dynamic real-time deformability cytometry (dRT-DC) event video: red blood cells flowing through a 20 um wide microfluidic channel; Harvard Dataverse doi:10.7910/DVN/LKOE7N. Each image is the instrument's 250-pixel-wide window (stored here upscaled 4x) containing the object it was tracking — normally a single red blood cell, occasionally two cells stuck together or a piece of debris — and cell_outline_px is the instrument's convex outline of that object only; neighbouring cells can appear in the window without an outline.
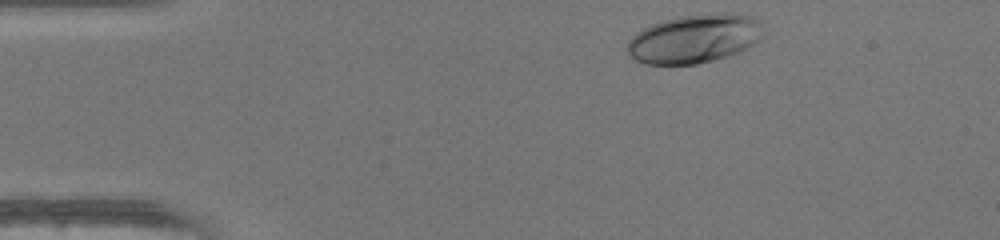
{"species": "human", "species_latin": "Homo sapiens", "temperature_condition": "warm", "stored_images_in_passage": 34, "camera_frame_rate_fps": 3000, "um_per_image_px": 0.085, "donor": {"sex": "female"}, "frame": {"image": 1, "passage_image": 1, "time_ms": 0.0, "image_size_px": [1000, 240], "cell_outline_px": [[760, 36], [748, 48], [728, 56], [696, 64], [644, 64], [628, 56], [624, 48], [628, 40], [636, 32], [652, 24], [664, 20], [680, 16], [720, 12], [732, 12], [752, 16], [760, 20]], "centroid_in_image_um": [58.96, 3.28], "position_along_channel_um": 26.0, "area_um2": 38.78}}
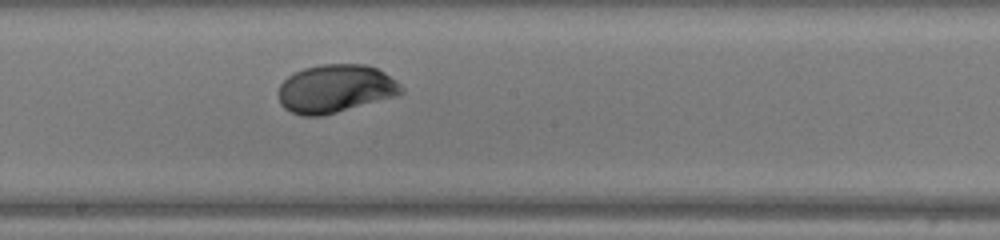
{"frame": {"image": 2, "passage_image": 20, "time_ms": 6.333, "image_size_px": [1000, 240], "cell_outline_px": [[404, 92], [396, 96], [324, 116], [300, 116], [284, 108], [280, 104], [276, 96], [276, 92], [280, 84], [288, 76], [304, 68], [320, 64], [364, 64], [376, 68], [384, 72], [396, 80], [404, 88]], "centroid_in_image_um": [28.48, 7.55], "position_along_channel_um": 219.7, "area_um2": 34.91}}
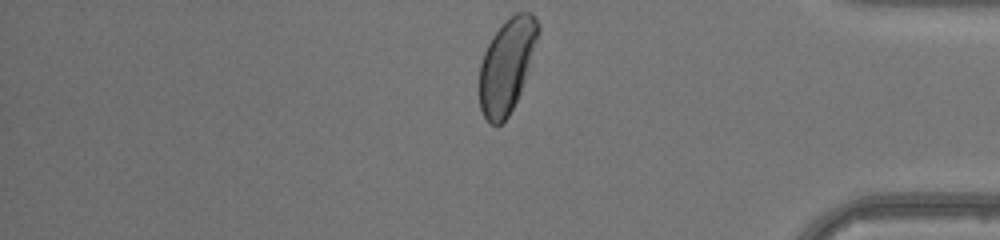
{"frame": {"image": 3, "passage_image": 34, "time_ms": 11.0, "image_size_px": [1000, 240], "cell_outline_px": [[540, 28], [524, 80], [520, 92], [508, 116], [500, 124], [488, 124], [480, 108], [480, 64], [484, 52], [492, 36], [516, 12], [532, 12], [540, 24]], "centroid_in_image_um": [43.07, 5.57], "position_along_channel_um": 392.1, "area_um2": 31.33}, "authors_computed_cell_mechanics": {"area_um2": 33.813, "velocity_mm_per_s": 4.2362, "shape_relaxation_time_tau1_ms": 2.6818, "shape_relaxation_time_tau2_ms": null, "deformation_change_tau1": 0.1639, "deformation_change_tau2": null}}